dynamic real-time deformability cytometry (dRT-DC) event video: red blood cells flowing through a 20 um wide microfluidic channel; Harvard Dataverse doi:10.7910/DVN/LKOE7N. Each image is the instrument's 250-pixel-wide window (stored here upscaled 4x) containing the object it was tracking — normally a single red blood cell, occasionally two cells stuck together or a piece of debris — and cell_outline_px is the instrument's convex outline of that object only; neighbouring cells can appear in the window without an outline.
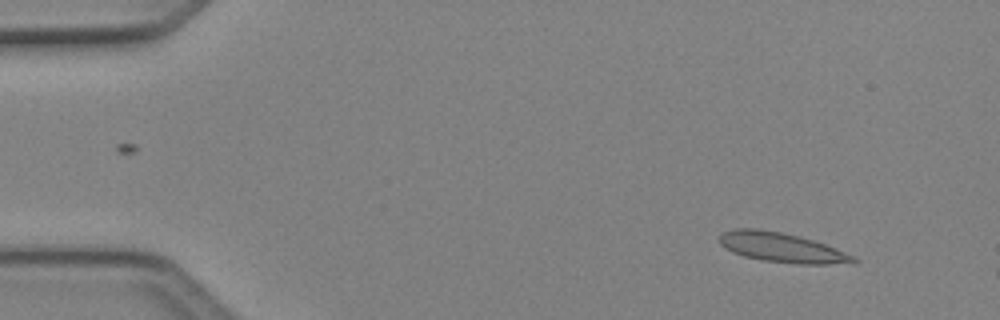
{"species": "Egyptian fruit bat (a non-hibernating species)", "species_latin": "Rousettus aegyptiacus", "temperature_condition": "cold", "stored_images_in_passage": 4, "camera_frame_rate_fps": 3000, "um_per_image_px": 0.085, "animal": {"sex": "female"}, "frame": {"image": 1, "passage_image": 2, "time_ms": 0.333, "image_size_px": [1000, 320], "cell_outline_px": [[860, 260], [856, 264], [796, 264], [760, 260], [744, 256], [732, 252], [724, 248], [720, 244], [720, 232], [732, 228], [760, 228], [800, 236], [824, 244], [856, 256]], "centroid_in_image_um": [66.46, 21.04], "position_along_channel_um": 18.5, "area_um2": 23.58}}